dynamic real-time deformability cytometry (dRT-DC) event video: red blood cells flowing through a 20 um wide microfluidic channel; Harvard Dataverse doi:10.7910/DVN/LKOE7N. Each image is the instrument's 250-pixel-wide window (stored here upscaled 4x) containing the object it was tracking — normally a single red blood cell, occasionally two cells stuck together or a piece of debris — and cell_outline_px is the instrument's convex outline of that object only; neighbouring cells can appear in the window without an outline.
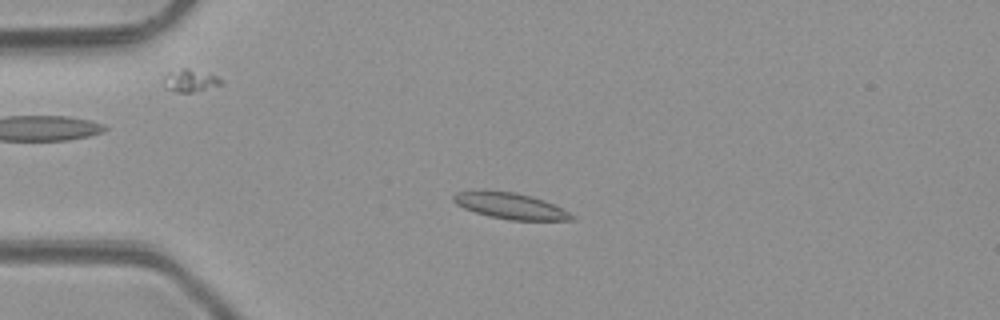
{"species": "common noctule bat (a hibernating species)", "species_latin": "Nyctalus noctula", "temperature_condition": "room temperature", "stored_images_in_passage": 5, "camera_frame_rate_fps": 3000, "um_per_image_px": 0.085, "animal": {"sex": "male", "body_mass_g": 23.1, "forearm_length_mm": 52.7}, "frame": {"image": 1, "passage_image": 4, "time_ms": 3.667, "image_size_px": [1000, 320], "cell_outline_px": [[576, 220], [508, 220], [488, 216], [464, 208], [456, 204], [452, 200], [452, 196], [456, 192], [516, 192], [532, 196], [544, 200], [576, 216]], "centroid_in_image_um": [43.42, 17.53], "position_along_channel_um": 41.6, "area_um2": 17.57}}